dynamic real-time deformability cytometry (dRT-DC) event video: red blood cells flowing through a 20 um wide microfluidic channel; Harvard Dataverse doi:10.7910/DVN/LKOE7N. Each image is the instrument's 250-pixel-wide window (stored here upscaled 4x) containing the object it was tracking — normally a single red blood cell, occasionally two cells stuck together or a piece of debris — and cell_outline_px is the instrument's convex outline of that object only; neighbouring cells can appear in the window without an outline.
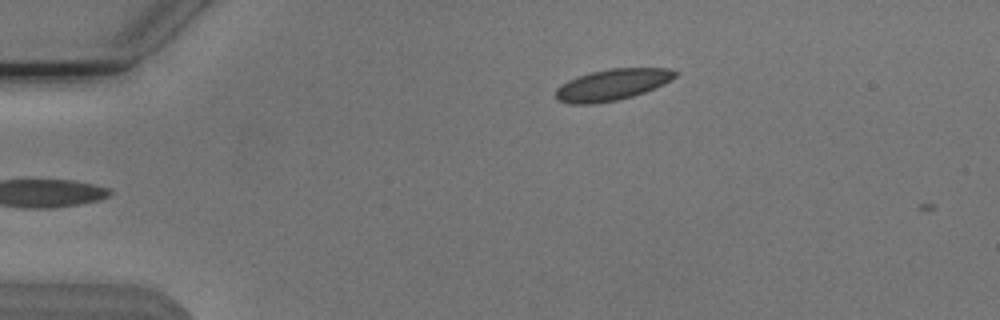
{"species": "Egyptian fruit bat (a non-hibernating species)", "species_latin": "Rousettus aegyptiacus", "temperature_condition": "cold", "stored_images_in_passage": 3, "camera_frame_rate_fps": 3000, "um_per_image_px": 0.085, "animal": {"sex": "male"}, "frame": {"image": 1, "passage_image": 2, "time_ms": 0.333, "image_size_px": [1000, 320], "cell_outline_px": [[680, 72], [672, 80], [664, 84], [644, 92], [632, 96], [616, 100], [596, 104], [568, 104], [556, 100], [556, 88], [568, 80], [592, 72], [612, 68], [668, 68]], "centroid_in_image_um": [52.05, 7.21], "position_along_channel_um": 33.0, "area_um2": 21.79}}